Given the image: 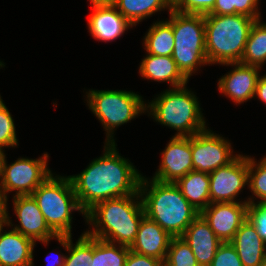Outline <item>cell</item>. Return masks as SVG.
I'll return each mask as SVG.
<instances>
[{
    "instance_id": "31",
    "label": "cell",
    "mask_w": 266,
    "mask_h": 266,
    "mask_svg": "<svg viewBox=\"0 0 266 266\" xmlns=\"http://www.w3.org/2000/svg\"><path fill=\"white\" fill-rule=\"evenodd\" d=\"M0 95V147L18 146L14 119Z\"/></svg>"
},
{
    "instance_id": "27",
    "label": "cell",
    "mask_w": 266,
    "mask_h": 266,
    "mask_svg": "<svg viewBox=\"0 0 266 266\" xmlns=\"http://www.w3.org/2000/svg\"><path fill=\"white\" fill-rule=\"evenodd\" d=\"M129 250L128 246L93 237L91 266H124Z\"/></svg>"
},
{
    "instance_id": "25",
    "label": "cell",
    "mask_w": 266,
    "mask_h": 266,
    "mask_svg": "<svg viewBox=\"0 0 266 266\" xmlns=\"http://www.w3.org/2000/svg\"><path fill=\"white\" fill-rule=\"evenodd\" d=\"M62 247L67 251L64 266H91L93 257V237L83 232L75 244L72 236H57Z\"/></svg>"
},
{
    "instance_id": "2",
    "label": "cell",
    "mask_w": 266,
    "mask_h": 266,
    "mask_svg": "<svg viewBox=\"0 0 266 266\" xmlns=\"http://www.w3.org/2000/svg\"><path fill=\"white\" fill-rule=\"evenodd\" d=\"M145 216L140 193L98 202L85 213L91 237L130 247Z\"/></svg>"
},
{
    "instance_id": "34",
    "label": "cell",
    "mask_w": 266,
    "mask_h": 266,
    "mask_svg": "<svg viewBox=\"0 0 266 266\" xmlns=\"http://www.w3.org/2000/svg\"><path fill=\"white\" fill-rule=\"evenodd\" d=\"M215 0H177L173 10L181 13L206 15L214 7Z\"/></svg>"
},
{
    "instance_id": "28",
    "label": "cell",
    "mask_w": 266,
    "mask_h": 266,
    "mask_svg": "<svg viewBox=\"0 0 266 266\" xmlns=\"http://www.w3.org/2000/svg\"><path fill=\"white\" fill-rule=\"evenodd\" d=\"M260 0H215L211 15L240 14L256 20L262 19L258 9Z\"/></svg>"
},
{
    "instance_id": "14",
    "label": "cell",
    "mask_w": 266,
    "mask_h": 266,
    "mask_svg": "<svg viewBox=\"0 0 266 266\" xmlns=\"http://www.w3.org/2000/svg\"><path fill=\"white\" fill-rule=\"evenodd\" d=\"M161 155L159 168L152 179L175 183L193 170L191 136H173Z\"/></svg>"
},
{
    "instance_id": "10",
    "label": "cell",
    "mask_w": 266,
    "mask_h": 266,
    "mask_svg": "<svg viewBox=\"0 0 266 266\" xmlns=\"http://www.w3.org/2000/svg\"><path fill=\"white\" fill-rule=\"evenodd\" d=\"M193 170L211 173L230 163L237 154L229 140L210 129L191 136Z\"/></svg>"
},
{
    "instance_id": "11",
    "label": "cell",
    "mask_w": 266,
    "mask_h": 266,
    "mask_svg": "<svg viewBox=\"0 0 266 266\" xmlns=\"http://www.w3.org/2000/svg\"><path fill=\"white\" fill-rule=\"evenodd\" d=\"M210 203L248 202L236 201L242 189L248 186V156L237 154L227 165L209 173Z\"/></svg>"
},
{
    "instance_id": "7",
    "label": "cell",
    "mask_w": 266,
    "mask_h": 266,
    "mask_svg": "<svg viewBox=\"0 0 266 266\" xmlns=\"http://www.w3.org/2000/svg\"><path fill=\"white\" fill-rule=\"evenodd\" d=\"M31 195L57 236H72L73 211H79L85 219L69 176H54L52 173Z\"/></svg>"
},
{
    "instance_id": "35",
    "label": "cell",
    "mask_w": 266,
    "mask_h": 266,
    "mask_svg": "<svg viewBox=\"0 0 266 266\" xmlns=\"http://www.w3.org/2000/svg\"><path fill=\"white\" fill-rule=\"evenodd\" d=\"M124 266H164V261L129 250Z\"/></svg>"
},
{
    "instance_id": "22",
    "label": "cell",
    "mask_w": 266,
    "mask_h": 266,
    "mask_svg": "<svg viewBox=\"0 0 266 266\" xmlns=\"http://www.w3.org/2000/svg\"><path fill=\"white\" fill-rule=\"evenodd\" d=\"M175 184L187 201L199 212L210 204L209 173L192 170Z\"/></svg>"
},
{
    "instance_id": "39",
    "label": "cell",
    "mask_w": 266,
    "mask_h": 266,
    "mask_svg": "<svg viewBox=\"0 0 266 266\" xmlns=\"http://www.w3.org/2000/svg\"><path fill=\"white\" fill-rule=\"evenodd\" d=\"M3 149L4 148L0 147V179L3 175L5 161L7 160L6 154L4 153L5 151Z\"/></svg>"
},
{
    "instance_id": "5",
    "label": "cell",
    "mask_w": 266,
    "mask_h": 266,
    "mask_svg": "<svg viewBox=\"0 0 266 266\" xmlns=\"http://www.w3.org/2000/svg\"><path fill=\"white\" fill-rule=\"evenodd\" d=\"M256 19L240 15H204L209 65L240 62Z\"/></svg>"
},
{
    "instance_id": "4",
    "label": "cell",
    "mask_w": 266,
    "mask_h": 266,
    "mask_svg": "<svg viewBox=\"0 0 266 266\" xmlns=\"http://www.w3.org/2000/svg\"><path fill=\"white\" fill-rule=\"evenodd\" d=\"M186 85L170 87L146 104L154 121L177 131L173 136L190 137L207 129L200 102Z\"/></svg>"
},
{
    "instance_id": "30",
    "label": "cell",
    "mask_w": 266,
    "mask_h": 266,
    "mask_svg": "<svg viewBox=\"0 0 266 266\" xmlns=\"http://www.w3.org/2000/svg\"><path fill=\"white\" fill-rule=\"evenodd\" d=\"M164 266H200L190 246L181 238L171 239Z\"/></svg>"
},
{
    "instance_id": "37",
    "label": "cell",
    "mask_w": 266,
    "mask_h": 266,
    "mask_svg": "<svg viewBox=\"0 0 266 266\" xmlns=\"http://www.w3.org/2000/svg\"><path fill=\"white\" fill-rule=\"evenodd\" d=\"M258 98L259 100L264 102L266 104V74L259 77L257 86L255 89V95L254 98Z\"/></svg>"
},
{
    "instance_id": "33",
    "label": "cell",
    "mask_w": 266,
    "mask_h": 266,
    "mask_svg": "<svg viewBox=\"0 0 266 266\" xmlns=\"http://www.w3.org/2000/svg\"><path fill=\"white\" fill-rule=\"evenodd\" d=\"M209 266H243L236 249L230 242H222Z\"/></svg>"
},
{
    "instance_id": "18",
    "label": "cell",
    "mask_w": 266,
    "mask_h": 266,
    "mask_svg": "<svg viewBox=\"0 0 266 266\" xmlns=\"http://www.w3.org/2000/svg\"><path fill=\"white\" fill-rule=\"evenodd\" d=\"M181 238L190 246L200 266L211 264L222 243L201 215L189 225Z\"/></svg>"
},
{
    "instance_id": "20",
    "label": "cell",
    "mask_w": 266,
    "mask_h": 266,
    "mask_svg": "<svg viewBox=\"0 0 266 266\" xmlns=\"http://www.w3.org/2000/svg\"><path fill=\"white\" fill-rule=\"evenodd\" d=\"M230 243L243 266H264L266 264V244L247 220L241 225Z\"/></svg>"
},
{
    "instance_id": "32",
    "label": "cell",
    "mask_w": 266,
    "mask_h": 266,
    "mask_svg": "<svg viewBox=\"0 0 266 266\" xmlns=\"http://www.w3.org/2000/svg\"><path fill=\"white\" fill-rule=\"evenodd\" d=\"M254 198L251 196L247 200V221L253 225L257 234L266 244V203L256 202Z\"/></svg>"
},
{
    "instance_id": "8",
    "label": "cell",
    "mask_w": 266,
    "mask_h": 266,
    "mask_svg": "<svg viewBox=\"0 0 266 266\" xmlns=\"http://www.w3.org/2000/svg\"><path fill=\"white\" fill-rule=\"evenodd\" d=\"M89 109L106 131L105 143H115V128L146 113V102L135 92L126 90H89L86 92Z\"/></svg>"
},
{
    "instance_id": "15",
    "label": "cell",
    "mask_w": 266,
    "mask_h": 266,
    "mask_svg": "<svg viewBox=\"0 0 266 266\" xmlns=\"http://www.w3.org/2000/svg\"><path fill=\"white\" fill-rule=\"evenodd\" d=\"M221 65H230L234 68L218 80L220 93L231 99L236 105L254 98L261 68L240 62Z\"/></svg>"
},
{
    "instance_id": "42",
    "label": "cell",
    "mask_w": 266,
    "mask_h": 266,
    "mask_svg": "<svg viewBox=\"0 0 266 266\" xmlns=\"http://www.w3.org/2000/svg\"><path fill=\"white\" fill-rule=\"evenodd\" d=\"M171 4L173 5L177 0H169Z\"/></svg>"
},
{
    "instance_id": "41",
    "label": "cell",
    "mask_w": 266,
    "mask_h": 266,
    "mask_svg": "<svg viewBox=\"0 0 266 266\" xmlns=\"http://www.w3.org/2000/svg\"><path fill=\"white\" fill-rule=\"evenodd\" d=\"M4 64L3 61H0V68H3L5 66Z\"/></svg>"
},
{
    "instance_id": "36",
    "label": "cell",
    "mask_w": 266,
    "mask_h": 266,
    "mask_svg": "<svg viewBox=\"0 0 266 266\" xmlns=\"http://www.w3.org/2000/svg\"><path fill=\"white\" fill-rule=\"evenodd\" d=\"M7 201V194L5 193V190L3 189L0 183V225H6L9 218Z\"/></svg>"
},
{
    "instance_id": "6",
    "label": "cell",
    "mask_w": 266,
    "mask_h": 266,
    "mask_svg": "<svg viewBox=\"0 0 266 266\" xmlns=\"http://www.w3.org/2000/svg\"><path fill=\"white\" fill-rule=\"evenodd\" d=\"M175 45L172 58L178 69L188 79L201 66L209 65L206 57V37L204 15L169 12ZM193 73V74H192Z\"/></svg>"
},
{
    "instance_id": "17",
    "label": "cell",
    "mask_w": 266,
    "mask_h": 266,
    "mask_svg": "<svg viewBox=\"0 0 266 266\" xmlns=\"http://www.w3.org/2000/svg\"><path fill=\"white\" fill-rule=\"evenodd\" d=\"M172 238L156 222L144 216L139 224L136 238L129 248L137 254L164 261Z\"/></svg>"
},
{
    "instance_id": "1",
    "label": "cell",
    "mask_w": 266,
    "mask_h": 266,
    "mask_svg": "<svg viewBox=\"0 0 266 266\" xmlns=\"http://www.w3.org/2000/svg\"><path fill=\"white\" fill-rule=\"evenodd\" d=\"M116 146V142L105 143L103 155L80 174L69 176L84 213L98 202L139 193L142 174Z\"/></svg>"
},
{
    "instance_id": "13",
    "label": "cell",
    "mask_w": 266,
    "mask_h": 266,
    "mask_svg": "<svg viewBox=\"0 0 266 266\" xmlns=\"http://www.w3.org/2000/svg\"><path fill=\"white\" fill-rule=\"evenodd\" d=\"M248 202L210 203L200 215L221 242H230L247 220Z\"/></svg>"
},
{
    "instance_id": "26",
    "label": "cell",
    "mask_w": 266,
    "mask_h": 266,
    "mask_svg": "<svg viewBox=\"0 0 266 266\" xmlns=\"http://www.w3.org/2000/svg\"><path fill=\"white\" fill-rule=\"evenodd\" d=\"M256 20L252 25L240 63L262 68L266 63V23Z\"/></svg>"
},
{
    "instance_id": "3",
    "label": "cell",
    "mask_w": 266,
    "mask_h": 266,
    "mask_svg": "<svg viewBox=\"0 0 266 266\" xmlns=\"http://www.w3.org/2000/svg\"><path fill=\"white\" fill-rule=\"evenodd\" d=\"M139 193L145 216L156 222L172 237H181L200 215L175 183L160 182L142 176Z\"/></svg>"
},
{
    "instance_id": "21",
    "label": "cell",
    "mask_w": 266,
    "mask_h": 266,
    "mask_svg": "<svg viewBox=\"0 0 266 266\" xmlns=\"http://www.w3.org/2000/svg\"><path fill=\"white\" fill-rule=\"evenodd\" d=\"M139 74L147 80L168 82L172 88L188 83V79L178 69L172 56L147 54L139 65Z\"/></svg>"
},
{
    "instance_id": "12",
    "label": "cell",
    "mask_w": 266,
    "mask_h": 266,
    "mask_svg": "<svg viewBox=\"0 0 266 266\" xmlns=\"http://www.w3.org/2000/svg\"><path fill=\"white\" fill-rule=\"evenodd\" d=\"M13 209L18 218L19 225L12 224L9 216L6 226L32 239L35 243L40 241L48 245L57 235L49 228L44 216L32 195H13Z\"/></svg>"
},
{
    "instance_id": "29",
    "label": "cell",
    "mask_w": 266,
    "mask_h": 266,
    "mask_svg": "<svg viewBox=\"0 0 266 266\" xmlns=\"http://www.w3.org/2000/svg\"><path fill=\"white\" fill-rule=\"evenodd\" d=\"M257 161L248 155V188L259 203L266 202V156Z\"/></svg>"
},
{
    "instance_id": "38",
    "label": "cell",
    "mask_w": 266,
    "mask_h": 266,
    "mask_svg": "<svg viewBox=\"0 0 266 266\" xmlns=\"http://www.w3.org/2000/svg\"><path fill=\"white\" fill-rule=\"evenodd\" d=\"M57 257L55 259V261L53 262H49V260H47V263L50 265V266H64V262H65V257L66 255L64 254H60L59 252H57ZM51 261V260H50Z\"/></svg>"
},
{
    "instance_id": "23",
    "label": "cell",
    "mask_w": 266,
    "mask_h": 266,
    "mask_svg": "<svg viewBox=\"0 0 266 266\" xmlns=\"http://www.w3.org/2000/svg\"><path fill=\"white\" fill-rule=\"evenodd\" d=\"M113 5L132 26L156 12L166 9L169 13L173 9L169 0H114Z\"/></svg>"
},
{
    "instance_id": "19",
    "label": "cell",
    "mask_w": 266,
    "mask_h": 266,
    "mask_svg": "<svg viewBox=\"0 0 266 266\" xmlns=\"http://www.w3.org/2000/svg\"><path fill=\"white\" fill-rule=\"evenodd\" d=\"M0 225V266H30L33 263L35 242L18 231Z\"/></svg>"
},
{
    "instance_id": "16",
    "label": "cell",
    "mask_w": 266,
    "mask_h": 266,
    "mask_svg": "<svg viewBox=\"0 0 266 266\" xmlns=\"http://www.w3.org/2000/svg\"><path fill=\"white\" fill-rule=\"evenodd\" d=\"M89 33L97 41H115L133 26L119 13L113 4L90 6Z\"/></svg>"
},
{
    "instance_id": "40",
    "label": "cell",
    "mask_w": 266,
    "mask_h": 266,
    "mask_svg": "<svg viewBox=\"0 0 266 266\" xmlns=\"http://www.w3.org/2000/svg\"><path fill=\"white\" fill-rule=\"evenodd\" d=\"M91 6L113 4L114 0H88Z\"/></svg>"
},
{
    "instance_id": "24",
    "label": "cell",
    "mask_w": 266,
    "mask_h": 266,
    "mask_svg": "<svg viewBox=\"0 0 266 266\" xmlns=\"http://www.w3.org/2000/svg\"><path fill=\"white\" fill-rule=\"evenodd\" d=\"M146 54L172 56L175 39L172 25L167 20L154 22L143 38Z\"/></svg>"
},
{
    "instance_id": "9",
    "label": "cell",
    "mask_w": 266,
    "mask_h": 266,
    "mask_svg": "<svg viewBox=\"0 0 266 266\" xmlns=\"http://www.w3.org/2000/svg\"><path fill=\"white\" fill-rule=\"evenodd\" d=\"M48 153L36 159L20 157L10 165L5 161L1 186L8 195L16 192L17 195H31L51 174L48 166Z\"/></svg>"
}]
</instances>
